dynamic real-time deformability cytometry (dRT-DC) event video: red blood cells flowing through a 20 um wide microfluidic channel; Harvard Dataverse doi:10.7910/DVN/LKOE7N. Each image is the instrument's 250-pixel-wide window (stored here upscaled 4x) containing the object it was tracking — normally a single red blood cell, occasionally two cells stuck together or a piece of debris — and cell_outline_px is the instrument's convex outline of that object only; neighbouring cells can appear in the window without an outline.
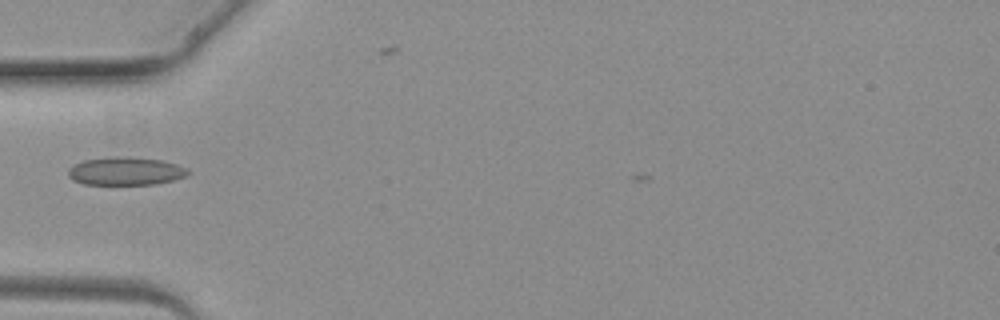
{"species": "common noctule bat (a hibernating species)", "species_latin": "Nyctalus noctula", "temperature_condition": "warm", "stored_images_in_passage": 1, "camera_frame_rate_fps": 3000, "um_per_image_px": 0.085, "animal": {"sex": "female", "body_mass_g": 19.3, "forearm_length_mm": 54.1}, "frame": {"image": 1, "passage_image": 1, "time_ms": 0.0, "image_size_px": [1000, 320], "cell_outline_px": [[192, 172], [184, 176], [172, 180], [156, 184], [84, 184], [72, 180], [68, 176], [68, 168], [72, 164], [84, 160], [112, 156], [128, 156], [160, 160], [176, 164], [188, 168]], "centroid_in_image_um": [10.65, 14.53], "position_along_channel_um": 74.4, "area_um2": 19.77}}